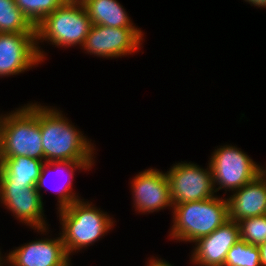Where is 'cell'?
Wrapping results in <instances>:
<instances>
[{
  "label": "cell",
  "instance_id": "6da1fadb",
  "mask_svg": "<svg viewBox=\"0 0 266 266\" xmlns=\"http://www.w3.org/2000/svg\"><path fill=\"white\" fill-rule=\"evenodd\" d=\"M63 116L62 111L40 104V132L44 162H94V145Z\"/></svg>",
  "mask_w": 266,
  "mask_h": 266
},
{
  "label": "cell",
  "instance_id": "7a4b0ae2",
  "mask_svg": "<svg viewBox=\"0 0 266 266\" xmlns=\"http://www.w3.org/2000/svg\"><path fill=\"white\" fill-rule=\"evenodd\" d=\"M18 156L44 162L40 105L37 102L0 116V158Z\"/></svg>",
  "mask_w": 266,
  "mask_h": 266
},
{
  "label": "cell",
  "instance_id": "3957f363",
  "mask_svg": "<svg viewBox=\"0 0 266 266\" xmlns=\"http://www.w3.org/2000/svg\"><path fill=\"white\" fill-rule=\"evenodd\" d=\"M62 225L60 233L67 255L94 244L110 231L115 221L92 202L76 200L70 206L58 210Z\"/></svg>",
  "mask_w": 266,
  "mask_h": 266
},
{
  "label": "cell",
  "instance_id": "277c9868",
  "mask_svg": "<svg viewBox=\"0 0 266 266\" xmlns=\"http://www.w3.org/2000/svg\"><path fill=\"white\" fill-rule=\"evenodd\" d=\"M173 211L169 236L177 241L194 243L229 220L227 198L217 195L210 199L173 205Z\"/></svg>",
  "mask_w": 266,
  "mask_h": 266
},
{
  "label": "cell",
  "instance_id": "5b68a950",
  "mask_svg": "<svg viewBox=\"0 0 266 266\" xmlns=\"http://www.w3.org/2000/svg\"><path fill=\"white\" fill-rule=\"evenodd\" d=\"M92 26L84 5L64 3L36 26V48L41 62L46 54L38 46L44 40L55 47L82 46Z\"/></svg>",
  "mask_w": 266,
  "mask_h": 266
},
{
  "label": "cell",
  "instance_id": "8992f818",
  "mask_svg": "<svg viewBox=\"0 0 266 266\" xmlns=\"http://www.w3.org/2000/svg\"><path fill=\"white\" fill-rule=\"evenodd\" d=\"M208 164L211 167L216 192L220 189H225L226 192L238 190L264 171V167L254 162L240 148L232 145L215 149Z\"/></svg>",
  "mask_w": 266,
  "mask_h": 266
},
{
  "label": "cell",
  "instance_id": "52a82bcc",
  "mask_svg": "<svg viewBox=\"0 0 266 266\" xmlns=\"http://www.w3.org/2000/svg\"><path fill=\"white\" fill-rule=\"evenodd\" d=\"M172 205L210 199L215 195L211 167L203 169L194 163H176L166 173Z\"/></svg>",
  "mask_w": 266,
  "mask_h": 266
},
{
  "label": "cell",
  "instance_id": "ba28073f",
  "mask_svg": "<svg viewBox=\"0 0 266 266\" xmlns=\"http://www.w3.org/2000/svg\"><path fill=\"white\" fill-rule=\"evenodd\" d=\"M143 36L139 28L92 24L82 48L88 54L112 59L137 52L141 48Z\"/></svg>",
  "mask_w": 266,
  "mask_h": 266
},
{
  "label": "cell",
  "instance_id": "9c48e42d",
  "mask_svg": "<svg viewBox=\"0 0 266 266\" xmlns=\"http://www.w3.org/2000/svg\"><path fill=\"white\" fill-rule=\"evenodd\" d=\"M36 184L20 182H0V202L12 212L20 222L27 224L37 232H46L43 201Z\"/></svg>",
  "mask_w": 266,
  "mask_h": 266
},
{
  "label": "cell",
  "instance_id": "30bf717a",
  "mask_svg": "<svg viewBox=\"0 0 266 266\" xmlns=\"http://www.w3.org/2000/svg\"><path fill=\"white\" fill-rule=\"evenodd\" d=\"M40 62L36 33H0V77L18 75Z\"/></svg>",
  "mask_w": 266,
  "mask_h": 266
},
{
  "label": "cell",
  "instance_id": "8fae6325",
  "mask_svg": "<svg viewBox=\"0 0 266 266\" xmlns=\"http://www.w3.org/2000/svg\"><path fill=\"white\" fill-rule=\"evenodd\" d=\"M133 178L130 183L135 211L146 214L157 212L165 207L173 208L166 172L148 168Z\"/></svg>",
  "mask_w": 266,
  "mask_h": 266
},
{
  "label": "cell",
  "instance_id": "7c38bea8",
  "mask_svg": "<svg viewBox=\"0 0 266 266\" xmlns=\"http://www.w3.org/2000/svg\"><path fill=\"white\" fill-rule=\"evenodd\" d=\"M240 239L238 222L227 220L211 234L195 241L190 257L199 266H224L228 251Z\"/></svg>",
  "mask_w": 266,
  "mask_h": 266
},
{
  "label": "cell",
  "instance_id": "4fadbf2b",
  "mask_svg": "<svg viewBox=\"0 0 266 266\" xmlns=\"http://www.w3.org/2000/svg\"><path fill=\"white\" fill-rule=\"evenodd\" d=\"M45 238L16 247L6 256L10 266H58L69 256L64 247L63 238Z\"/></svg>",
  "mask_w": 266,
  "mask_h": 266
},
{
  "label": "cell",
  "instance_id": "5bb4252c",
  "mask_svg": "<svg viewBox=\"0 0 266 266\" xmlns=\"http://www.w3.org/2000/svg\"><path fill=\"white\" fill-rule=\"evenodd\" d=\"M227 198L229 220L239 222L245 218L266 215V173L232 192Z\"/></svg>",
  "mask_w": 266,
  "mask_h": 266
},
{
  "label": "cell",
  "instance_id": "9a60e30c",
  "mask_svg": "<svg viewBox=\"0 0 266 266\" xmlns=\"http://www.w3.org/2000/svg\"><path fill=\"white\" fill-rule=\"evenodd\" d=\"M95 162H71V161H60V162H44L42 170H41V174L36 182V189L38 191V193L41 196V199L43 200V196L40 193V191H42V188L47 187L46 183H47V171H50V169L52 168L53 171H56L55 173L59 172L58 174L62 175L63 171L66 173V177H68L66 180V182H63L62 184L60 183V186L58 184L59 187H56L55 189L53 188L52 190L58 194V203L57 204L59 207H57L59 210L63 209L67 206H70L73 202H75L76 200L81 199L78 195L76 196V193H74L72 190V179L74 177V172L76 171V169L79 170H88L91 169V167L93 166ZM51 174V173H50ZM58 175V176H59ZM65 175V174H63ZM69 175V176H68ZM63 177V176H61ZM52 178V177H51ZM60 178V177H59ZM53 180V179H52ZM56 180V179H55ZM54 180V181H55ZM58 183V182H57ZM51 186V185H50ZM54 187V186H53Z\"/></svg>",
  "mask_w": 266,
  "mask_h": 266
},
{
  "label": "cell",
  "instance_id": "2e32d148",
  "mask_svg": "<svg viewBox=\"0 0 266 266\" xmlns=\"http://www.w3.org/2000/svg\"><path fill=\"white\" fill-rule=\"evenodd\" d=\"M84 8L92 24L112 28H137L117 0H88Z\"/></svg>",
  "mask_w": 266,
  "mask_h": 266
},
{
  "label": "cell",
  "instance_id": "e0dca14e",
  "mask_svg": "<svg viewBox=\"0 0 266 266\" xmlns=\"http://www.w3.org/2000/svg\"><path fill=\"white\" fill-rule=\"evenodd\" d=\"M43 164L42 160L24 156L0 158V182L36 184Z\"/></svg>",
  "mask_w": 266,
  "mask_h": 266
},
{
  "label": "cell",
  "instance_id": "ac0fdd59",
  "mask_svg": "<svg viewBox=\"0 0 266 266\" xmlns=\"http://www.w3.org/2000/svg\"><path fill=\"white\" fill-rule=\"evenodd\" d=\"M0 33H36V28L15 4V0H0Z\"/></svg>",
  "mask_w": 266,
  "mask_h": 266
},
{
  "label": "cell",
  "instance_id": "d6986e66",
  "mask_svg": "<svg viewBox=\"0 0 266 266\" xmlns=\"http://www.w3.org/2000/svg\"><path fill=\"white\" fill-rule=\"evenodd\" d=\"M64 3V0H15L17 7L35 28Z\"/></svg>",
  "mask_w": 266,
  "mask_h": 266
},
{
  "label": "cell",
  "instance_id": "ffe728a7",
  "mask_svg": "<svg viewBox=\"0 0 266 266\" xmlns=\"http://www.w3.org/2000/svg\"><path fill=\"white\" fill-rule=\"evenodd\" d=\"M224 266H261L258 246L239 240L228 251Z\"/></svg>",
  "mask_w": 266,
  "mask_h": 266
},
{
  "label": "cell",
  "instance_id": "44dd1931",
  "mask_svg": "<svg viewBox=\"0 0 266 266\" xmlns=\"http://www.w3.org/2000/svg\"><path fill=\"white\" fill-rule=\"evenodd\" d=\"M238 224L242 241L255 246L266 242V215L245 218Z\"/></svg>",
  "mask_w": 266,
  "mask_h": 266
},
{
  "label": "cell",
  "instance_id": "7402d4cb",
  "mask_svg": "<svg viewBox=\"0 0 266 266\" xmlns=\"http://www.w3.org/2000/svg\"><path fill=\"white\" fill-rule=\"evenodd\" d=\"M148 263L147 266H172L169 262L162 259H158V257L157 259L151 257Z\"/></svg>",
  "mask_w": 266,
  "mask_h": 266
},
{
  "label": "cell",
  "instance_id": "603a6c76",
  "mask_svg": "<svg viewBox=\"0 0 266 266\" xmlns=\"http://www.w3.org/2000/svg\"><path fill=\"white\" fill-rule=\"evenodd\" d=\"M260 251V264L266 266V242L258 245Z\"/></svg>",
  "mask_w": 266,
  "mask_h": 266
},
{
  "label": "cell",
  "instance_id": "cb8c5ba5",
  "mask_svg": "<svg viewBox=\"0 0 266 266\" xmlns=\"http://www.w3.org/2000/svg\"><path fill=\"white\" fill-rule=\"evenodd\" d=\"M245 2H249L252 6H257L258 8H266V0H245Z\"/></svg>",
  "mask_w": 266,
  "mask_h": 266
},
{
  "label": "cell",
  "instance_id": "d4e9b609",
  "mask_svg": "<svg viewBox=\"0 0 266 266\" xmlns=\"http://www.w3.org/2000/svg\"><path fill=\"white\" fill-rule=\"evenodd\" d=\"M67 4H79L84 5L88 0H64Z\"/></svg>",
  "mask_w": 266,
  "mask_h": 266
},
{
  "label": "cell",
  "instance_id": "484cf974",
  "mask_svg": "<svg viewBox=\"0 0 266 266\" xmlns=\"http://www.w3.org/2000/svg\"><path fill=\"white\" fill-rule=\"evenodd\" d=\"M70 257H68L62 264L58 265V266H71L70 265Z\"/></svg>",
  "mask_w": 266,
  "mask_h": 266
},
{
  "label": "cell",
  "instance_id": "4316f807",
  "mask_svg": "<svg viewBox=\"0 0 266 266\" xmlns=\"http://www.w3.org/2000/svg\"><path fill=\"white\" fill-rule=\"evenodd\" d=\"M1 251H0V266L5 265L4 263L6 262V258L4 259L3 257H1ZM3 261V262H2Z\"/></svg>",
  "mask_w": 266,
  "mask_h": 266
}]
</instances>
